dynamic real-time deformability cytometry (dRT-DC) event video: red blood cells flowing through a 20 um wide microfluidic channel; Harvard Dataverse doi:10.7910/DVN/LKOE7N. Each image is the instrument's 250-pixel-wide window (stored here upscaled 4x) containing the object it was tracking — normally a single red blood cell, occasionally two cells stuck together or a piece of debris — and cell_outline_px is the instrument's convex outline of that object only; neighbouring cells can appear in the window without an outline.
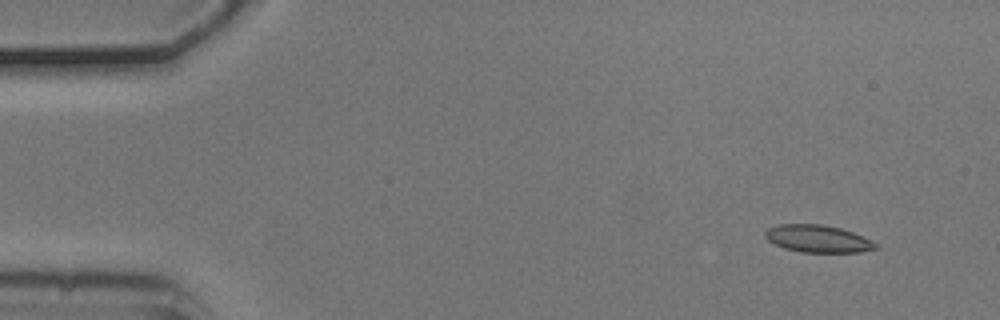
{"species": "common noctule bat (a hibernating species)", "species_latin": "Nyctalus noctula", "temperature_condition": "cold", "stored_images_in_passage": 5, "camera_frame_rate_fps": 3000, "um_per_image_px": 0.085, "animal": {"sex": "male", "body_mass_g": 20.5, "forearm_length_mm": 52.5}, "frame": {"image": 1, "passage_image": 2, "time_ms": 0.333, "image_size_px": [1000, 320], "cell_outline_px": [[880, 248], [860, 252], [800, 252], [784, 248], [768, 240], [764, 236], [764, 232], [768, 228], [780, 224], [820, 224], [840, 228], [852, 232], [872, 240], [880, 244]], "centroid_in_image_um": [69.55, 20.3], "position_along_channel_um": 15.4, "area_um2": 17.69}}
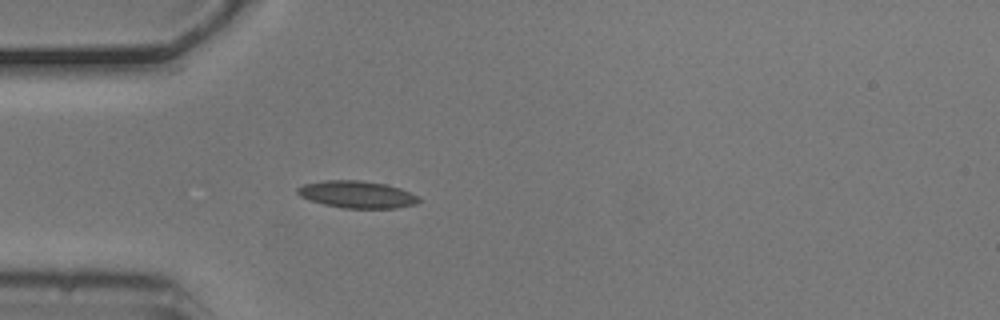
{"frame": {"image": 2, "passage_image": 5, "time_ms": 1.333, "image_size_px": [1000, 320], "cell_outline_px": [[420, 200], [416, 204], [396, 208], [344, 208], [324, 204], [300, 196], [296, 192], [296, 188], [304, 184], [324, 180], [360, 180], [384, 184], [400, 188], [420, 196]], "centroid_in_image_um": [30.36, 16.52], "position_along_channel_um": 54.6, "area_um2": 19.13}}